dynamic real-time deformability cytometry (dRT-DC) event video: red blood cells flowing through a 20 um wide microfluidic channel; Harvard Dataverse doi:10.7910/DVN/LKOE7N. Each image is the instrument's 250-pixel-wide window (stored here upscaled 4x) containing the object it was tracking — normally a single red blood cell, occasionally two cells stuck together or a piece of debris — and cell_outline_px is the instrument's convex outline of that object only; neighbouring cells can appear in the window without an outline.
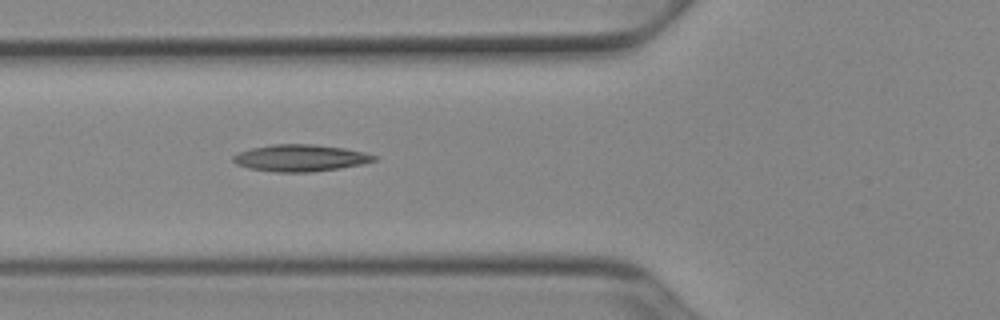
{"species": "Egyptian fruit bat (a non-hibernating species)", "species_latin": "Rousettus aegyptiacus", "temperature_condition": "cold", "stored_images_in_passage": 9, "camera_frame_rate_fps": 3000, "um_per_image_px": 0.085, "animal": {"sex": "female"}, "frame": {"image": 1, "passage_image": 6, "time_ms": 1.667, "image_size_px": [1000, 320], "cell_outline_px": [[376, 160], [364, 164], [340, 168], [312, 172], [272, 172], [248, 168], [236, 164], [232, 160], [232, 156], [236, 152], [252, 148], [272, 144], [312, 144], [344, 148], [364, 152], [376, 156]], "centroid_in_image_um": [25.5, 13.43], "position_along_channel_um": 100.3, "area_um2": 22.2}}